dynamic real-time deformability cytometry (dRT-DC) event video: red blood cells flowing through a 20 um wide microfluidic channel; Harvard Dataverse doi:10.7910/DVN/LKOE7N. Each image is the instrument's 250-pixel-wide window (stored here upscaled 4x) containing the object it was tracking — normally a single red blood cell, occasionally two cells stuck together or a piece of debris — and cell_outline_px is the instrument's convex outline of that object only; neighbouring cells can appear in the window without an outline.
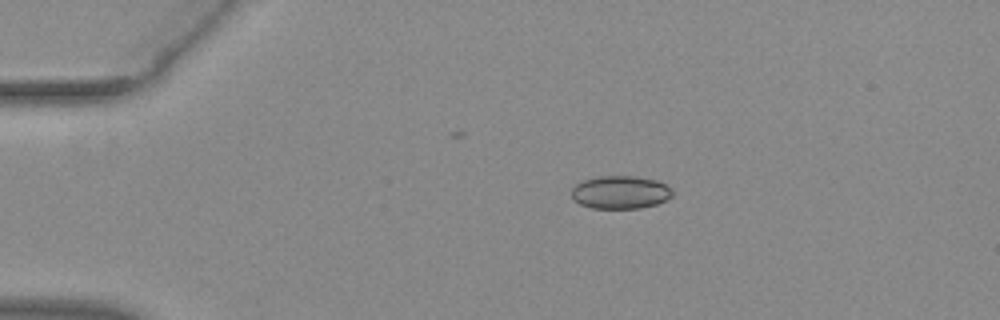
{"species": "common noctule bat (a hibernating species)", "species_latin": "Nyctalus noctula", "temperature_condition": "warm", "stored_images_in_passage": 8, "camera_frame_rate_fps": 3000, "um_per_image_px": 0.085, "animal": {"sex": "female", "body_mass_g": 29.2, "forearm_length_mm": 56.3}, "frame": {"image": 1, "passage_image": 1, "time_ms": 0.0, "image_size_px": [1000, 320], "cell_outline_px": [[672, 196], [656, 204], [640, 208], [592, 208], [580, 204], [572, 196], [572, 188], [580, 180], [600, 176], [632, 176], [656, 180], [672, 188]], "centroid_in_image_um": [52.71, 16.33], "position_along_channel_um": 32.3, "area_um2": 19.31}}